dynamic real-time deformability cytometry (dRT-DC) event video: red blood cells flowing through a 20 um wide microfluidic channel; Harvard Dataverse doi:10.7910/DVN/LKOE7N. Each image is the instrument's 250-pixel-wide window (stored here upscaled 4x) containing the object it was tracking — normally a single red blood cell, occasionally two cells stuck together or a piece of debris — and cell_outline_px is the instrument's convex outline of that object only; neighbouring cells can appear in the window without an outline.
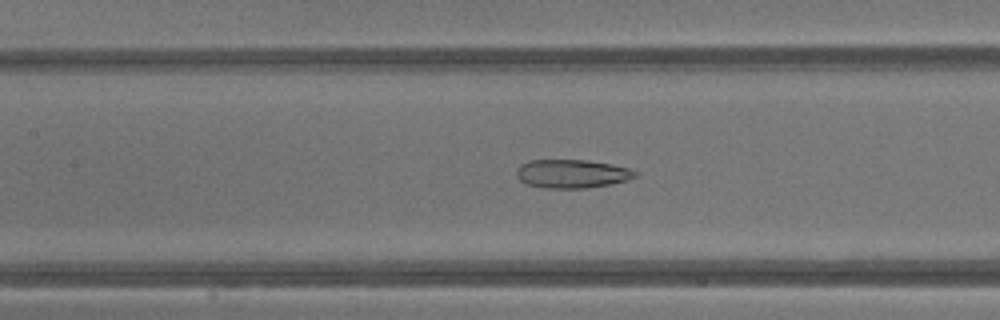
{"species": "common noctule bat (a hibernating species)", "species_latin": "Nyctalus noctula", "temperature_condition": "warm", "stored_images_in_passage": 29, "camera_frame_rate_fps": 3000, "um_per_image_px": 0.085, "animal": {"sex": "male", "body_mass_g": 13.3}, "frame": {"image": 1, "passage_image": 6, "time_ms": 1.667, "image_size_px": [1000, 320], "cell_outline_px": [[640, 172], [636, 176], [628, 180], [612, 184], [588, 188], [544, 188], [528, 184], [520, 180], [516, 176], [516, 168], [520, 164], [528, 160], [588, 160], [612, 164], [628, 168]], "centroid_in_image_um": [48.63, 14.76], "position_along_channel_um": 158.8, "area_um2": 20.0}}
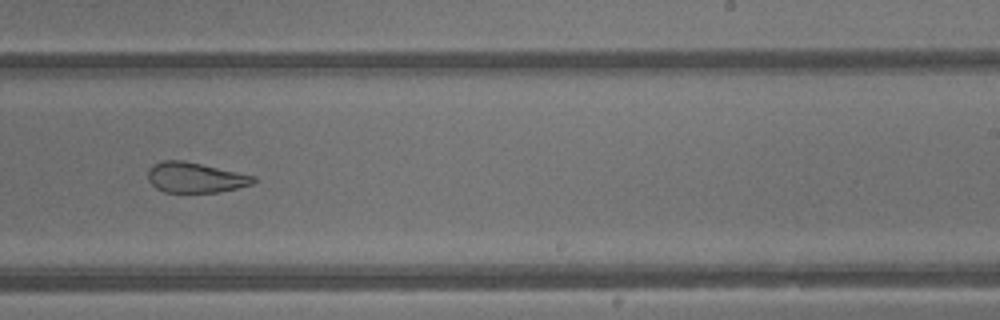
{"frame": {"image": 2, "passage_image": 13, "time_ms": 4.0, "image_size_px": [1000, 320], "cell_outline_px": [[256, 180], [252, 184], [236, 188], [216, 192], [164, 192], [156, 188], [148, 180], [148, 168], [152, 164], [164, 160], [184, 160], [256, 176]], "centroid_in_image_um": [16.57, 15.08], "position_along_channel_um": 272.4, "area_um2": 18.61}}
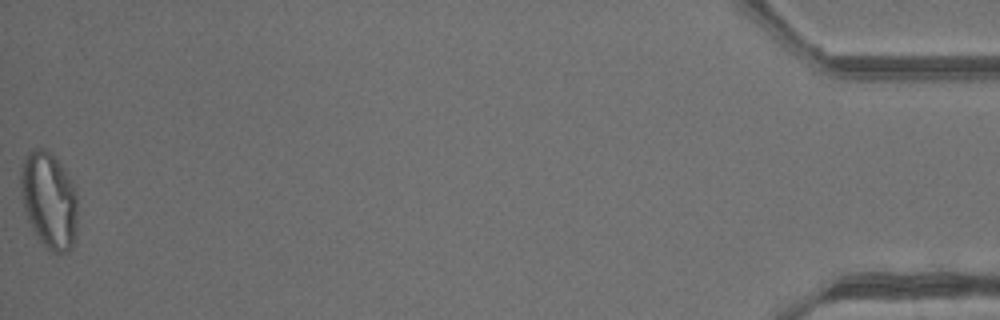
{"frame": {"image": 3, "passage_image": 29, "time_ms": 9.333, "image_size_px": [1000, 320], "cell_outline_px": [[76, 232], [72, 248], [64, 252], [48, 252], [36, 236], [24, 212], [20, 196], [20, 168], [28, 152], [36, 148], [44, 148], [60, 164], [72, 184], [76, 192]], "centroid_in_image_um": [4.12, 17.06], "position_along_channel_um": 431.1, "area_um2": 31.96}}